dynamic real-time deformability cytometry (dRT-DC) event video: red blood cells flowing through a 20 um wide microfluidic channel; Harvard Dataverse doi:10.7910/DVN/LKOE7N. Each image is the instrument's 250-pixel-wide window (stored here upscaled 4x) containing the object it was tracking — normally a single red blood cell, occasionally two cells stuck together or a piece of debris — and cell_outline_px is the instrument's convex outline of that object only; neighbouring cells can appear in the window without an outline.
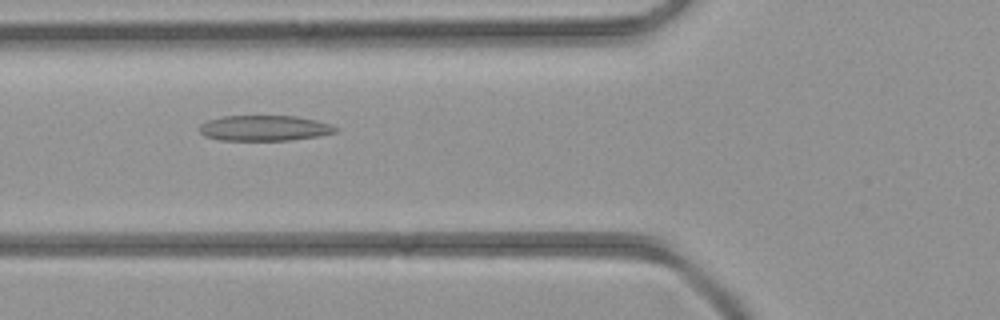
{"species": "common noctule bat (a hibernating species)", "species_latin": "Nyctalus noctula", "temperature_condition": "room temperature", "stored_images_in_passage": 29, "camera_frame_rate_fps": 3000, "um_per_image_px": 0.085, "animal": {"sex": "female", "body_mass_g": 21.9}, "frame": {"image": 1, "passage_image": 7, "time_ms": 2.0, "image_size_px": [1000, 320], "cell_outline_px": [[340, 128], [336, 132], [320, 136], [288, 140], [220, 140], [204, 136], [200, 132], [200, 124], [208, 120], [224, 116], [296, 116], [316, 120]], "centroid_in_image_um": [22.48, 10.89], "position_along_channel_um": 103.3, "area_um2": 20.17}}
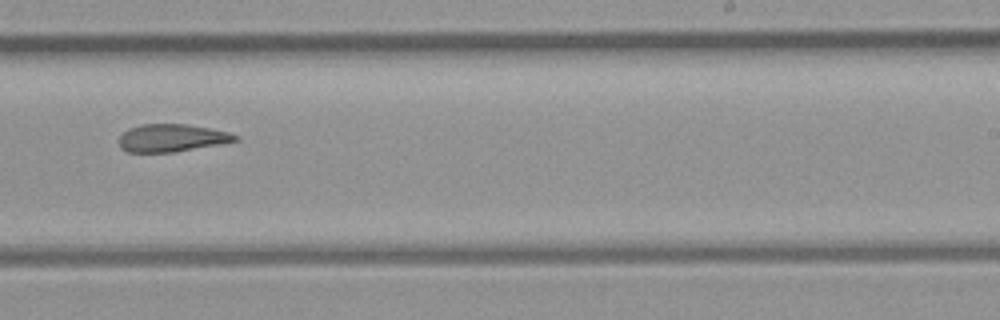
{"frame": {"image": 2, "passage_image": 18, "time_ms": 5.667, "image_size_px": [1000, 320], "cell_outline_px": [[240, 140], [220, 144], [176, 152], [128, 152], [120, 148], [120, 136], [128, 128], [140, 124], [188, 124], [228, 132], [240, 136]], "centroid_in_image_um": [14.61, 11.72], "position_along_channel_um": 274.4, "area_um2": 18.79}}
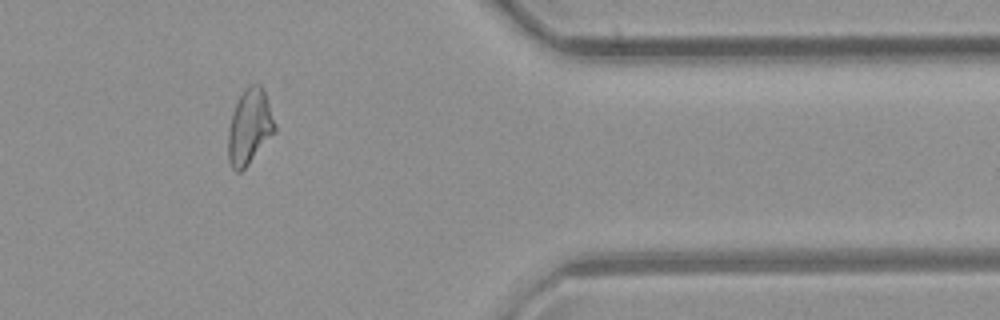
{"frame": {"image": 3, "passage_image": 27, "time_ms": 8.667, "image_size_px": [1000, 320], "cell_outline_px": [[276, 132], [248, 164], [240, 172], [236, 172], [232, 168], [228, 160], [228, 128], [232, 112], [244, 88], [252, 84], [260, 84], [264, 88], [276, 124]], "centroid_in_image_um": [21.22, 10.77], "position_along_channel_um": 390.2, "area_um2": 20.63}}